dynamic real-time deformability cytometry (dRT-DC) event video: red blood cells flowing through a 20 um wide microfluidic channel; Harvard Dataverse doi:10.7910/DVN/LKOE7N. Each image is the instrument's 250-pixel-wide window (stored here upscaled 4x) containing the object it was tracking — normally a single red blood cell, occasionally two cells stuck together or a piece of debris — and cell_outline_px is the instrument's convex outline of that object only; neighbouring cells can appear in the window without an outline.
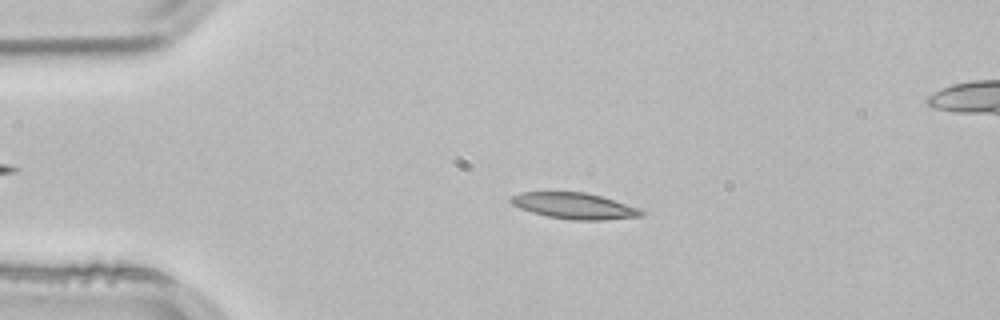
{"species": "common noctule bat (a hibernating species)", "species_latin": "Nyctalus noctula", "temperature_condition": "room temperature", "stored_images_in_passage": 53, "camera_frame_rate_fps": 3000, "um_per_image_px": 0.085, "animal": {"sex": "male", "body_mass_g": 21.5, "forearm_length_mm": 52.0}, "frame": {"image": 1, "passage_image": 12, "time_ms": 3.667, "image_size_px": [1000, 320], "cell_outline_px": [[644, 216], [604, 220], [572, 220], [548, 216], [532, 212], [520, 208], [512, 204], [508, 200], [512, 196], [520, 192], [584, 192], [600, 196], [640, 208], [644, 212]], "centroid_in_image_um": [48.83, 17.5], "position_along_channel_um": 36.2, "area_um2": 19.77}}
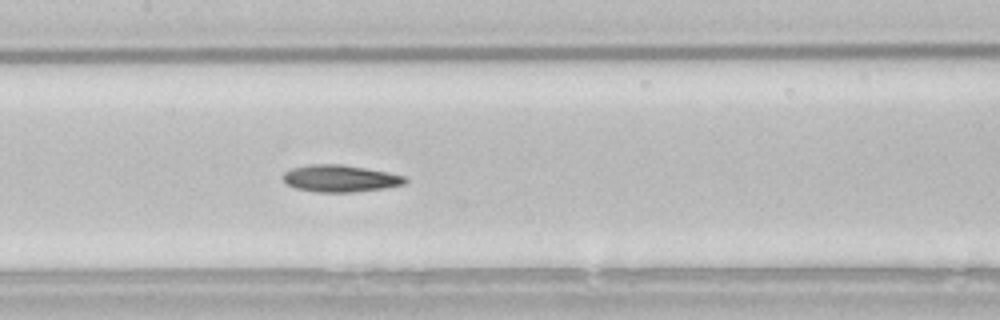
{"frame": {"image": 2, "passage_image": 26, "time_ms": 8.333, "image_size_px": [1000, 320], "cell_outline_px": [[408, 180], [404, 184], [384, 188], [352, 192], [316, 192], [296, 188], [288, 184], [284, 180], [284, 172], [292, 168], [308, 164], [340, 164], [388, 172], [404, 176]], "centroid_in_image_um": [28.91, 15.16], "position_along_channel_um": 178.5, "area_um2": 19.02}}
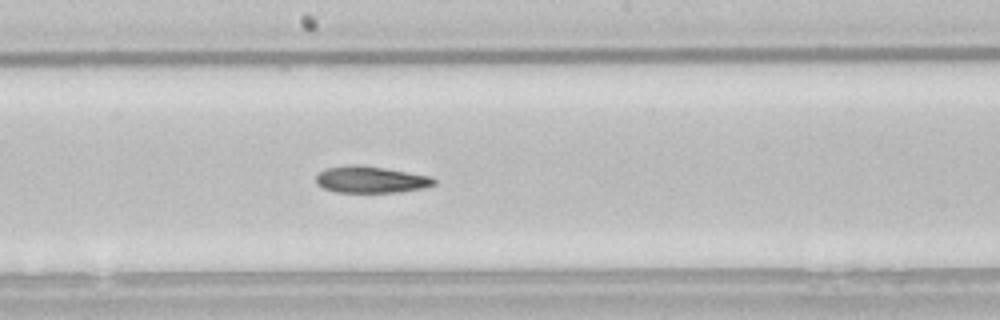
{"frame": {"image": 3, "passage_image": 29, "time_ms": 9.333, "image_size_px": [1000, 320], "cell_outline_px": [[436, 184], [424, 188], [400, 192], [336, 192], [324, 188], [316, 184], [316, 176], [320, 172], [328, 168], [352, 164], [356, 164], [384, 168], [432, 176], [436, 180]], "centroid_in_image_um": [31.55, 15.27], "position_along_channel_um": 216.7, "area_um2": 18.32}, "authors_computed_cell_mechanics": {"area_um2": 19.2474, "velocity_mm_per_s": 3.8301, "shape_relaxation_time_tau1_ms": 6.7477, "shape_relaxation_time_tau2_ms": 11.2012, "deformation_change_tau1": 0.1843, "deformation_change_tau2": 0.1795}}